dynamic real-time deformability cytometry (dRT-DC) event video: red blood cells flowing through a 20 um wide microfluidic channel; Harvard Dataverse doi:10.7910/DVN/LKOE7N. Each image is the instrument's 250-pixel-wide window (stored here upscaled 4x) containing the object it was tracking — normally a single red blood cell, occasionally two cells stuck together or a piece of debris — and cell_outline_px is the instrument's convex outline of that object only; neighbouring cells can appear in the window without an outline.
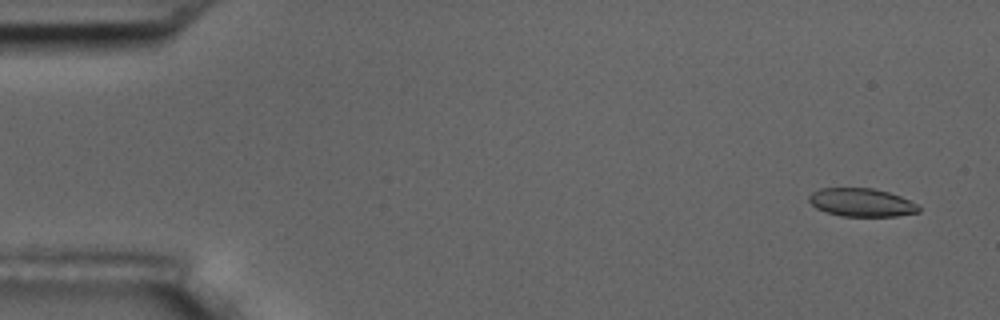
{"species": "common noctule bat (a hibernating species)", "species_latin": "Nyctalus noctula", "temperature_condition": "room temperature", "stored_images_in_passage": 57, "camera_frame_rate_fps": 3000, "um_per_image_px": 0.085, "animal": {"sex": "male", "body_mass_g": 17.5, "forearm_length_mm": 52.3}, "frame": {"image": 1, "passage_image": 3, "time_ms": 0.667, "image_size_px": [1000, 320], "cell_outline_px": [[920, 212], [896, 216], [840, 216], [816, 208], [808, 200], [808, 196], [812, 192], [820, 188], [872, 188], [888, 192], [900, 196], [916, 204], [920, 208]], "centroid_in_image_um": [73.21, 17.21], "position_along_channel_um": 11.8, "area_um2": 17.98}}
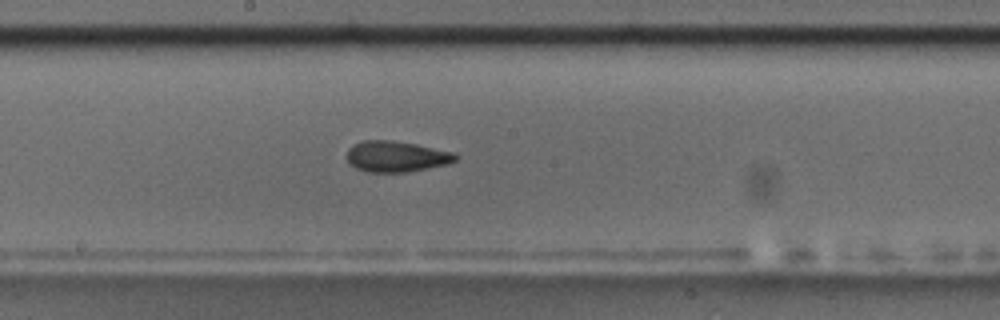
{"frame": {"image": 2, "passage_image": 30, "time_ms": 9.667, "image_size_px": [1000, 320], "cell_outline_px": [[460, 156], [456, 160], [448, 164], [408, 172], [368, 172], [356, 168], [348, 160], [348, 148], [352, 144], [364, 140], [392, 140], [416, 144], [456, 152]], "centroid_in_image_um": [33.73, 13.29], "position_along_channel_um": 214.5, "area_um2": 19.71}}
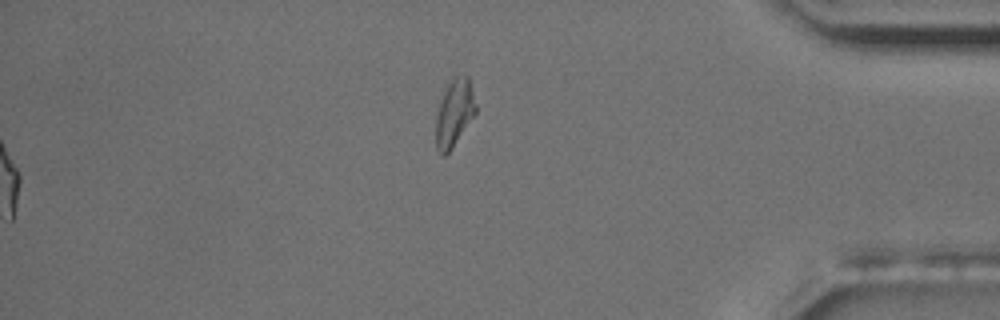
{"frame": {"image": 3, "passage_image": 57, "time_ms": 18.667, "image_size_px": [1000, 320], "cell_outline_px": [[476, 112], [452, 148], [444, 156], [440, 156], [436, 148], [436, 116], [448, 76], [468, 76], [476, 104]], "centroid_in_image_um": [38.59, 9.57], "position_along_channel_um": 396.6, "area_um2": 15.72}, "authors_computed_cell_mechanics": {"area_um2": 19.1896, "velocity_mm_per_s": 3.6335, "shape_relaxation_time_tau1_ms": null, "shape_relaxation_time_tau2_ms": 2.501, "deformation_change_tau1": null, "deformation_change_tau2": 0.0697}}